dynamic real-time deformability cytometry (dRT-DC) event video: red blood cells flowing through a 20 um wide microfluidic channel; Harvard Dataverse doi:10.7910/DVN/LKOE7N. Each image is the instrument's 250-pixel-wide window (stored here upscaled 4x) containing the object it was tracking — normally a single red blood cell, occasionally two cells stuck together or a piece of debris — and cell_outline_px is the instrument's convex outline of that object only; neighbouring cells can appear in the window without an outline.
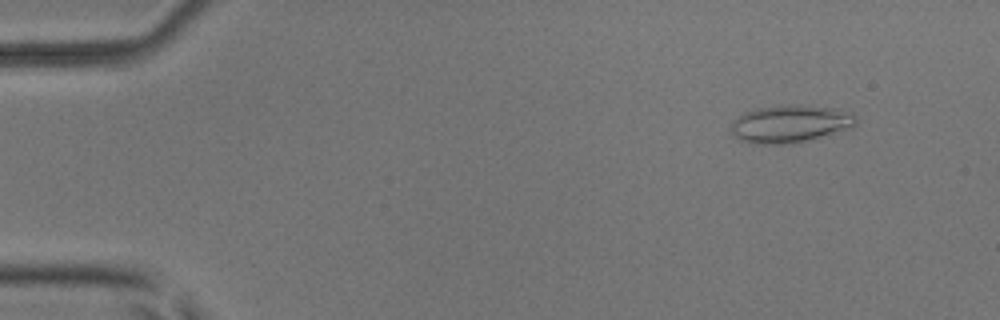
{"species": "common noctule bat (a hibernating species)", "species_latin": "Nyctalus noctula", "temperature_condition": "room temperature", "stored_images_in_passage": 53, "camera_frame_rate_fps": 3000, "um_per_image_px": 0.085, "animal": {"sex": "male", "body_mass_g": 17.9, "forearm_length_mm": 54.2}, "frame": {"image": 1, "passage_image": 6, "time_ms": 1.667, "image_size_px": [1000, 320], "cell_outline_px": [[856, 124], [808, 140], [792, 144], [756, 144], [740, 140], [732, 132], [732, 120], [744, 112], [756, 108], [780, 104], [808, 104], [836, 108], [856, 116]], "centroid_in_image_um": [67.1, 10.49], "position_along_channel_um": 17.9, "area_um2": 27.28}}
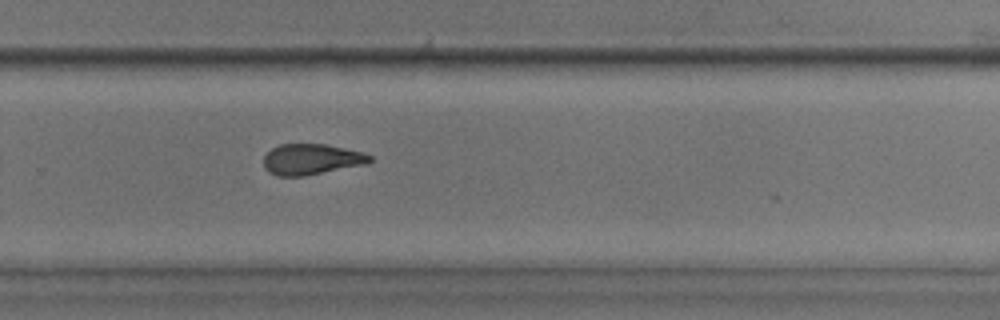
{"frame": {"image": 2, "passage_image": 36, "time_ms": 11.667, "image_size_px": [1000, 320], "cell_outline_px": [[372, 160], [368, 164], [304, 176], [276, 176], [268, 172], [264, 168], [264, 156], [272, 148], [280, 144], [324, 144], [344, 148], [360, 152], [372, 156]], "centroid_in_image_um": [26.45, 13.55], "position_along_channel_um": 303.3, "area_um2": 19.07}}
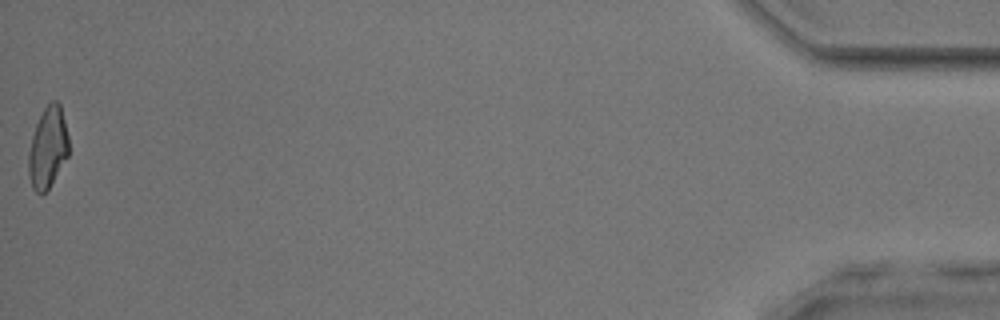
{"frame": {"image": 3, "passage_image": 53, "time_ms": 17.333, "image_size_px": [1000, 320], "cell_outline_px": [[68, 156], [48, 188], [40, 196], [32, 188], [28, 176], [28, 152], [32, 136], [36, 124], [44, 108], [52, 100], [56, 100], [60, 104], [68, 136]], "centroid_in_image_um": [4.04, 12.56], "position_along_channel_um": 431.2, "area_um2": 18.9}, "authors_computed_cell_mechanics": {"area_um2": 20.1144, "velocity_mm_per_s": 3.9471, "shape_relaxation_time_tau1_ms": 7.5171, "shape_relaxation_time_tau2_ms": 3.3211, "deformation_change_tau1": 0.1787, "deformation_change_tau2": 0.1305}}